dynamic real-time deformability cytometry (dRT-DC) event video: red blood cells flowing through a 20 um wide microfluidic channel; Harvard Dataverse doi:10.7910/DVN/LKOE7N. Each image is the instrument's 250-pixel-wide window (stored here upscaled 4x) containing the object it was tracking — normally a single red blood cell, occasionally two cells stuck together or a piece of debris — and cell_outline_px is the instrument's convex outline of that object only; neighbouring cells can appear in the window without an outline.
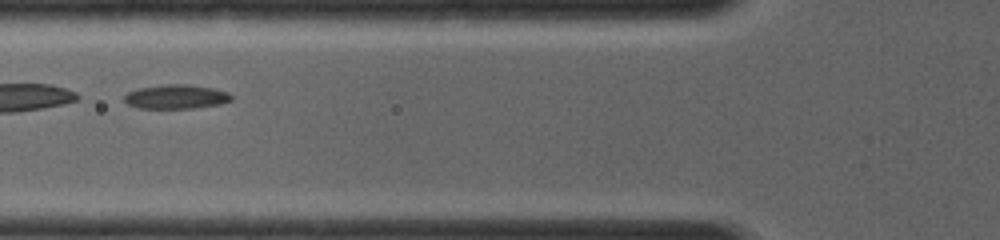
{"species": "common noctule bat (a hibernating species)", "species_latin": "Nyctalus noctula", "temperature_condition": "room temperature", "stored_images_in_passage": 31, "camera_frame_rate_fps": 4000, "um_per_image_px": 0.085, "animal": {"sex": "female", "body_mass_g": 19.0, "forearm_length_mm": 56.7}, "frame": {"image": 1, "passage_image": 5, "time_ms": 1.0, "image_size_px": [1000, 240], "cell_outline_px": [[232, 100], [220, 104], [192, 108], [136, 108], [128, 104], [124, 100], [124, 96], [128, 92], [140, 88], [164, 84], [188, 84], [212, 88], [228, 92], [232, 96]], "centroid_in_image_um": [14.97, 8.22], "position_along_channel_um": 110.8, "area_um2": 15.03}}